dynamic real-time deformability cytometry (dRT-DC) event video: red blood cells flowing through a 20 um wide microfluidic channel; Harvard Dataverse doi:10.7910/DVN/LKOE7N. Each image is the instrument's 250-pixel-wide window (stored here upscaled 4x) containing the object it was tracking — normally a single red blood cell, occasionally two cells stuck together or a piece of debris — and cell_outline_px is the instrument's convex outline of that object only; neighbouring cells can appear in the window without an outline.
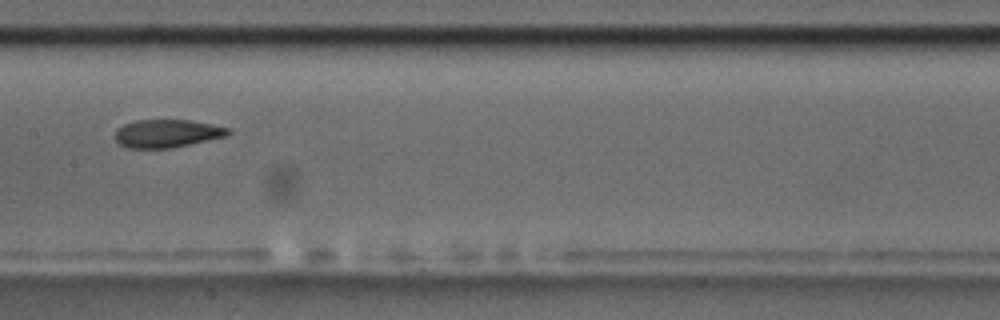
{"species": "common noctule bat (a hibernating species)", "species_latin": "Nyctalus noctula", "temperature_condition": "room temperature", "stored_images_in_passage": 4, "camera_frame_rate_fps": 3000, "um_per_image_px": 0.085, "animal": {"sex": "male", "body_mass_g": 17.5, "forearm_length_mm": 52.3}, "frame": {"image": 1, "passage_image": 4, "time_ms": 3.333, "image_size_px": [1000, 320], "cell_outline_px": [[232, 132], [228, 136], [172, 148], [128, 148], [120, 144], [116, 140], [116, 128], [124, 124], [136, 120], [188, 120], [212, 124], [228, 128]], "centroid_in_image_um": [14.22, 11.34], "position_along_channel_um": 193.2, "area_um2": 18.5}}